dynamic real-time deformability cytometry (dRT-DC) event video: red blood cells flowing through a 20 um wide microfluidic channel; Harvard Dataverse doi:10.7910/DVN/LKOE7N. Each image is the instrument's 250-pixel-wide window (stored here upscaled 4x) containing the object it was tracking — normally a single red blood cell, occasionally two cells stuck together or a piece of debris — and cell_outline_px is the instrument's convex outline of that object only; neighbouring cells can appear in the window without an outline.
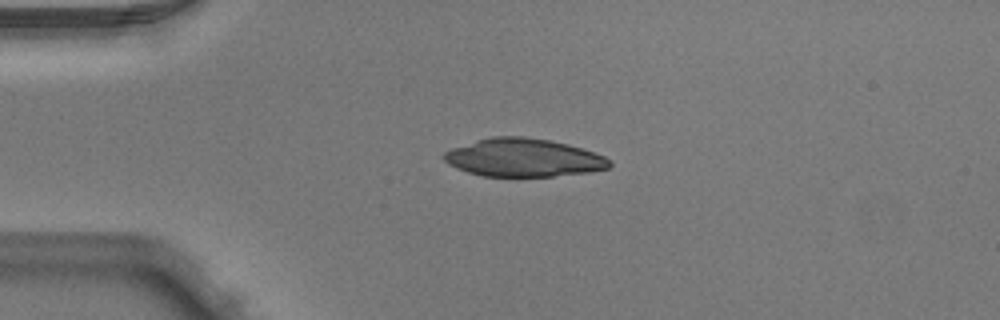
{"species": "Egyptian fruit bat (a non-hibernating species)", "species_latin": "Rousettus aegyptiacus", "temperature_condition": "warm", "stored_images_in_passage": 3, "camera_frame_rate_fps": 3000, "um_per_image_px": 0.085, "animal": {"sex": "male"}, "frame": {"image": 1, "passage_image": 2, "time_ms": 0.333, "image_size_px": [1000, 320], "cell_outline_px": [[612, 164], [608, 168], [588, 172], [552, 176], [484, 176], [468, 172], [456, 168], [448, 164], [440, 156], [444, 152], [452, 148], [476, 140], [492, 136], [524, 136], [548, 140], [568, 144], [604, 156], [612, 160]], "centroid_in_image_um": [44.46, 13.4], "position_along_channel_um": 40.5, "area_um2": 36.7}}